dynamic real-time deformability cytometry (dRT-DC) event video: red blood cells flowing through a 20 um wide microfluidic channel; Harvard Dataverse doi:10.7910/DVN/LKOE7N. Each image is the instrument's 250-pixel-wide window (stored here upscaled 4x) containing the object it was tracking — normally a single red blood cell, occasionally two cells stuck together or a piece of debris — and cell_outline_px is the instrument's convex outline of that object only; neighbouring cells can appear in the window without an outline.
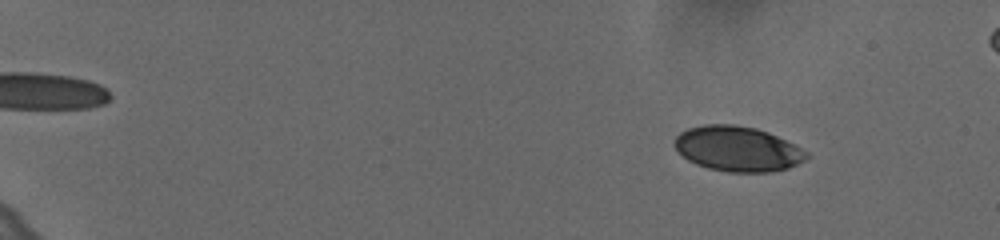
{"species": "human", "species_latin": "Homo sapiens", "temperature_condition": "cold", "stored_images_in_passage": 60, "camera_frame_rate_fps": 3000, "um_per_image_px": 0.085, "donor": {"sex": "female"}, "frame": {"image": 1, "passage_image": 8, "time_ms": 2.333, "image_size_px": [1000, 240], "cell_outline_px": [[808, 156], [804, 160], [788, 168], [768, 172], [728, 172], [708, 168], [696, 164], [688, 160], [676, 148], [676, 136], [680, 132], [688, 128], [704, 124], [732, 124], [756, 128], [768, 132], [808, 152]], "centroid_in_image_um": [62.68, 12.65], "position_along_channel_um": 22.3, "area_um2": 34.28}}
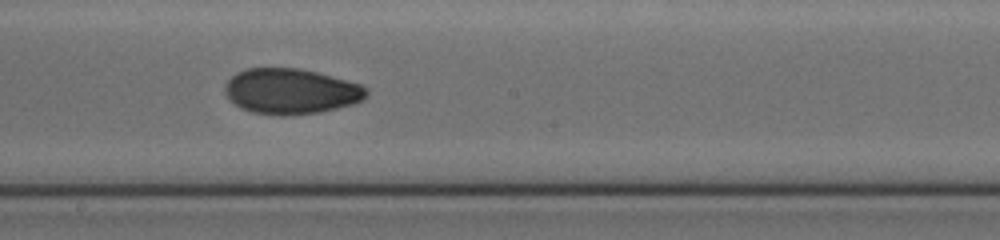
{"frame": {"image": 2, "passage_image": 37, "time_ms": 12.0, "image_size_px": [1000, 240], "cell_outline_px": [[368, 96], [364, 100], [352, 104], [320, 112], [284, 116], [280, 116], [252, 112], [240, 108], [224, 92], [224, 84], [236, 72], [244, 68], [300, 68], [316, 72], [360, 84], [368, 88]], "centroid_in_image_um": [24.72, 7.76], "position_along_channel_um": 223.5, "area_um2": 37.63}}
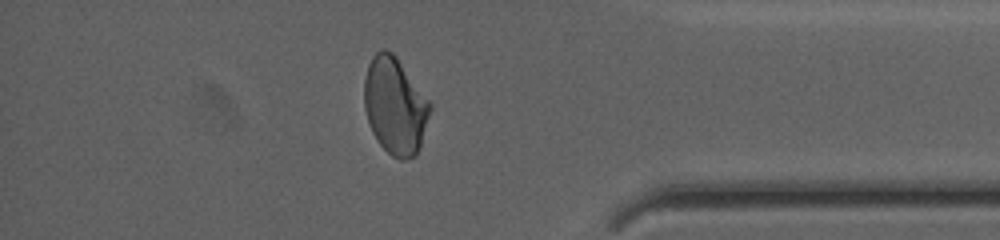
{"frame": {"image": 3, "passage_image": 53, "time_ms": 17.333, "image_size_px": [1000, 240], "cell_outline_px": [[432, 108], [416, 156], [404, 160], [400, 160], [392, 156], [376, 140], [372, 132], [364, 108], [364, 80], [368, 64], [372, 56], [380, 48], [384, 48], [392, 52], [396, 56], [432, 104]], "centroid_in_image_um": [33.56, 8.98], "position_along_channel_um": 401.6, "area_um2": 37.22}, "authors_computed_cell_mechanics": {"area_um2": 36.0672, "velocity_mm_per_s": 3.6365, "shape_relaxation_time_tau1_ms": null, "shape_relaxation_time_tau2_ms": 2.3009, "deformation_change_tau1": null, "deformation_change_tau2": 0.0631}}